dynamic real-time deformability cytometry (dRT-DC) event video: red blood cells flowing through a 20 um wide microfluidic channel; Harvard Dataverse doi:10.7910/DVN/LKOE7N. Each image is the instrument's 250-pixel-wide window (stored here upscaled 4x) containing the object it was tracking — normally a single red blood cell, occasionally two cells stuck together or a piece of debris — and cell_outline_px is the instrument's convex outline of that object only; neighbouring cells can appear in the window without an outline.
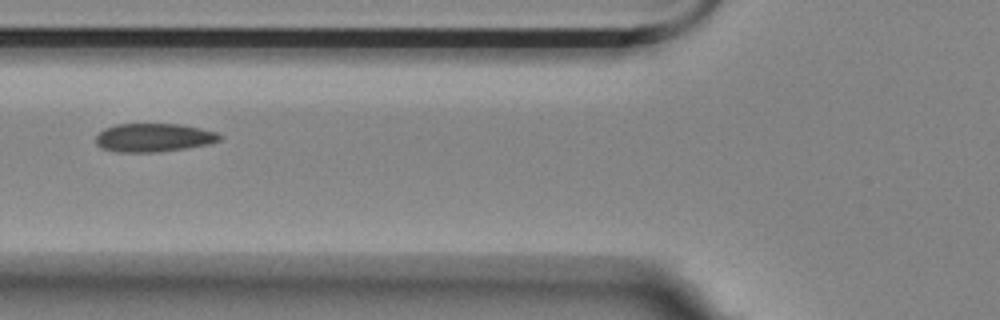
{"species": "Egyptian fruit bat (a non-hibernating species)", "species_latin": "Rousettus aegyptiacus", "temperature_condition": "room temperature", "stored_images_in_passage": 11, "camera_frame_rate_fps": 3000, "um_per_image_px": 0.085, "animal": {"sex": "female"}, "frame": {"image": 1, "passage_image": 2, "time_ms": 1.333, "image_size_px": [1000, 320], "cell_outline_px": [[224, 136], [220, 140], [208, 144], [184, 148], [152, 152], [116, 152], [104, 148], [96, 144], [96, 136], [104, 128], [116, 124], [180, 124], [200, 128], [216, 132]], "centroid_in_image_um": [13.06, 11.69], "position_along_channel_um": 112.7, "area_um2": 20.4}}
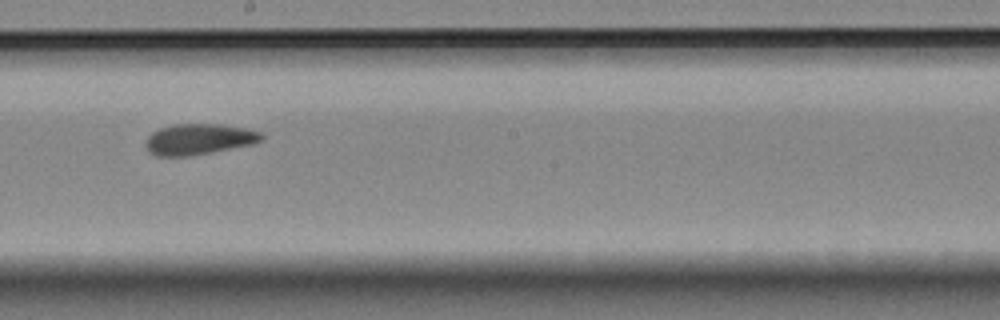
{"frame": {"image": 2, "passage_image": 5, "time_ms": 4.667, "image_size_px": [1000, 320], "cell_outline_px": [[264, 136], [260, 140], [252, 144], [212, 152], [188, 156], [156, 156], [148, 152], [144, 144], [148, 136], [152, 132], [160, 128], [172, 124], [220, 124], [244, 128], [260, 132]], "centroid_in_image_um": [16.85, 11.83], "position_along_channel_um": 231.4, "area_um2": 20.81}}
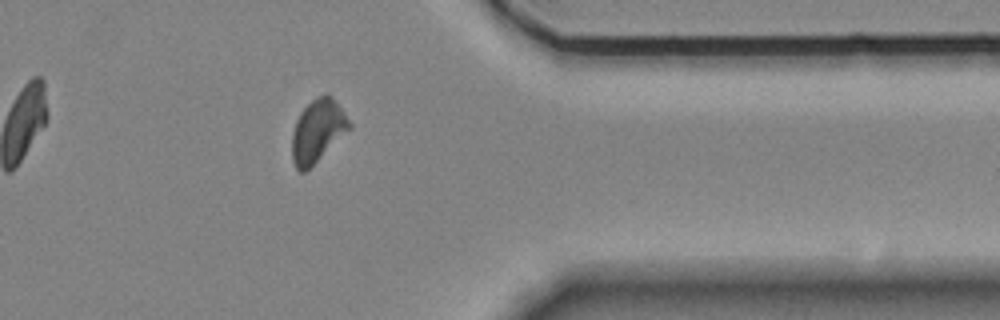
{"frame": {"image": 3, "passage_image": 9, "time_ms": 9.333, "image_size_px": [1000, 320], "cell_outline_px": [[352, 128], [304, 172], [300, 172], [296, 168], [292, 160], [292, 132], [296, 120], [300, 112], [316, 96], [324, 92], [332, 96], [344, 112], [352, 124]], "centroid_in_image_um": [27.0, 11.09], "position_along_channel_um": 384.4, "area_um2": 20.92}}